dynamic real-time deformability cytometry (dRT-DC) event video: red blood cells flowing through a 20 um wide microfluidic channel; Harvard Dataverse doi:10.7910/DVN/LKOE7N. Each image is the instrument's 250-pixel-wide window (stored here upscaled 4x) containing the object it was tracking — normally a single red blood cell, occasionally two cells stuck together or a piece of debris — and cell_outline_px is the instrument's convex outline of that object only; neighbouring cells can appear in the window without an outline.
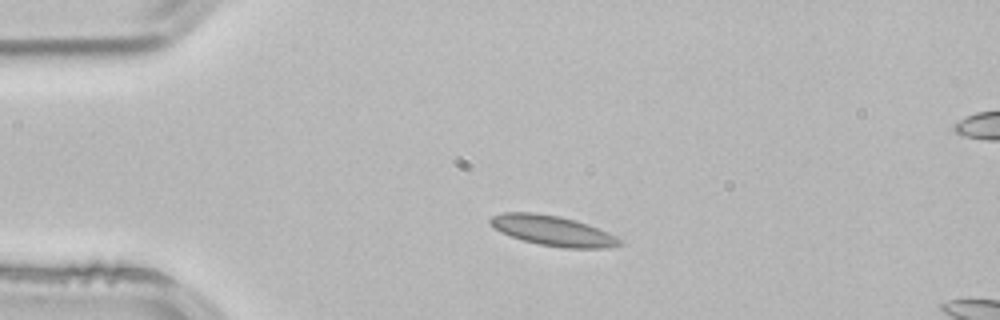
{"species": "common noctule bat (a hibernating species)", "species_latin": "Nyctalus noctula", "temperature_condition": "room temperature", "stored_images_in_passage": 2, "camera_frame_rate_fps": 3000, "um_per_image_px": 0.085, "animal": {"sex": "male", "body_mass_g": 21.5, "forearm_length_mm": 52.0}, "frame": {"image": 1, "passage_image": 1, "time_ms": 0.0, "image_size_px": [1000, 320], "cell_outline_px": [[624, 244], [604, 248], [564, 248], [540, 244], [524, 240], [500, 232], [488, 220], [492, 216], [504, 212], [536, 212], [560, 216], [576, 220], [588, 224], [608, 232], [616, 236]], "centroid_in_image_um": [47.01, 19.6], "position_along_channel_um": 38.0, "area_um2": 22.6}}